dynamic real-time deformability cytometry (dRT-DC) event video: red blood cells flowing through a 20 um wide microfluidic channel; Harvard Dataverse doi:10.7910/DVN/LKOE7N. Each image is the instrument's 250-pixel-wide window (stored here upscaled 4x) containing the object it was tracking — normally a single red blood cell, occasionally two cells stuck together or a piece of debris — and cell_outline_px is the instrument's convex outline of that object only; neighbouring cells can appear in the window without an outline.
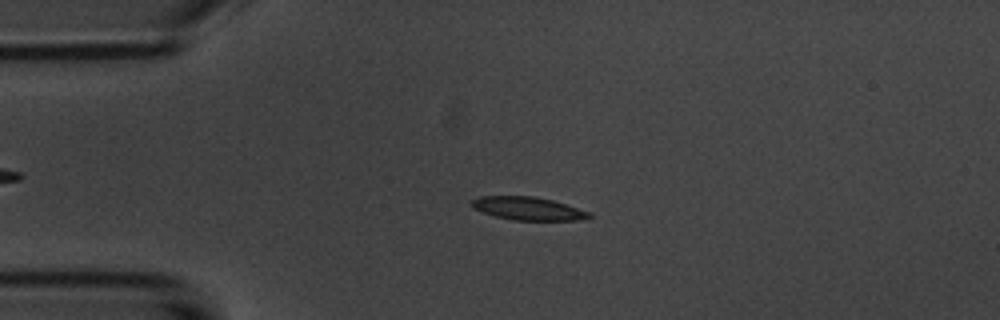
{"species": "common noctule bat (a hibernating species)", "species_latin": "Nyctalus noctula", "temperature_condition": "room temperature", "stored_images_in_passage": 54, "camera_frame_rate_fps": 3000, "um_per_image_px": 0.085, "animal": {"sex": "male", "body_mass_g": 20.1, "forearm_length_mm": 53.5}, "frame": {"image": 1, "passage_image": 12, "time_ms": 3.667, "image_size_px": [1000, 320], "cell_outline_px": [[592, 216], [580, 220], [512, 220], [496, 216], [472, 208], [468, 204], [472, 200], [480, 196], [532, 196], [552, 200], [592, 212]], "centroid_in_image_um": [44.87, 17.72], "position_along_channel_um": 40.1, "area_um2": 15.84}}
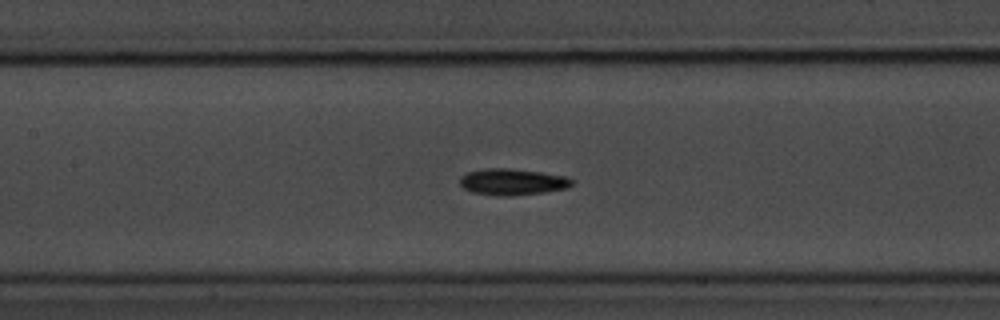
{"frame": {"image": 2, "passage_image": 24, "time_ms": 7.667, "image_size_px": [1000, 320], "cell_outline_px": [[576, 180], [568, 188], [544, 192], [516, 196], [496, 196], [472, 192], [464, 188], [460, 184], [460, 176], [468, 172], [484, 168], [508, 168], [540, 172], [564, 176]], "centroid_in_image_um": [43.56, 15.47], "position_along_channel_um": 163.8, "area_um2": 17.4}}
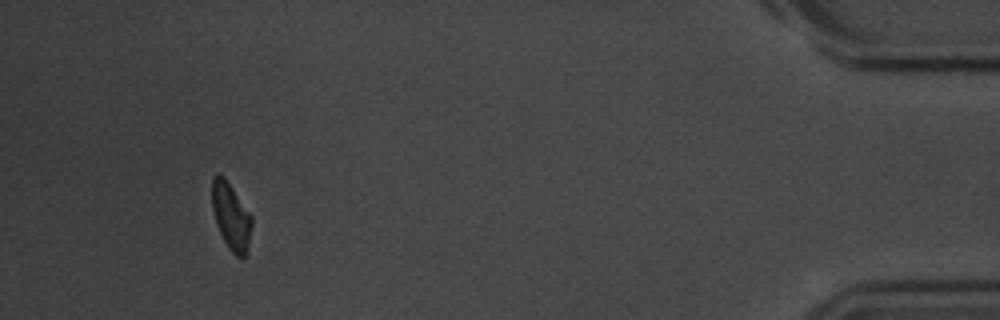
{"frame": {"image": 3, "passage_image": 50, "time_ms": 16.333, "image_size_px": [1000, 320], "cell_outline_px": [[252, 224], [248, 244], [244, 256], [236, 256], [228, 248], [216, 224], [212, 208], [212, 176], [224, 176], [252, 216]], "centroid_in_image_um": [19.63, 18.37], "position_along_channel_um": 415.6, "area_um2": 15.14}, "authors_computed_cell_mechanics": {"area_um2": 16.184, "velocity_mm_per_s": 3.6984, "shape_relaxation_time_tau1_ms": 3.1436, "shape_relaxation_time_tau2_ms": null, "deformation_change_tau1": 0.1057, "deformation_change_tau2": null}}